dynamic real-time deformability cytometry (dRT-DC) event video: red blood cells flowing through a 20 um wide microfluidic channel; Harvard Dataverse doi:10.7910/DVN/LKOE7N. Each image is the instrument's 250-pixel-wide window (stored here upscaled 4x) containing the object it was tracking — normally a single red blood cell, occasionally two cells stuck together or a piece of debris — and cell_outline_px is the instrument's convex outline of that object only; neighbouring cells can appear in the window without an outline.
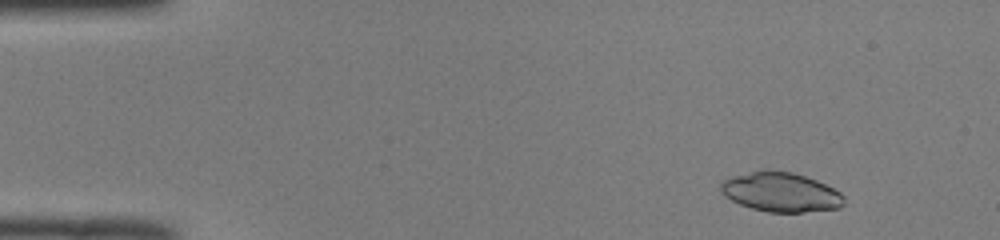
{"species": "common noctule bat (a hibernating species)", "species_latin": "Nyctalus noctula", "temperature_condition": "room temperature", "stored_images_in_passage": 49, "camera_frame_rate_fps": 3000, "um_per_image_px": 0.085, "animal": {"sex": "male", "body_mass_g": 19.0, "forearm_length_mm": 50.8}, "frame": {"image": 1, "passage_image": 4, "time_ms": 1.0, "image_size_px": [1000, 240], "cell_outline_px": [[844, 204], [840, 208], [800, 212], [768, 212], [752, 208], [740, 204], [724, 196], [720, 192], [720, 184], [724, 180], [732, 176], [764, 168], [792, 172], [816, 180], [840, 192], [844, 196]], "centroid_in_image_um": [66.34, 16.31], "position_along_channel_um": 18.7, "area_um2": 28.44}}
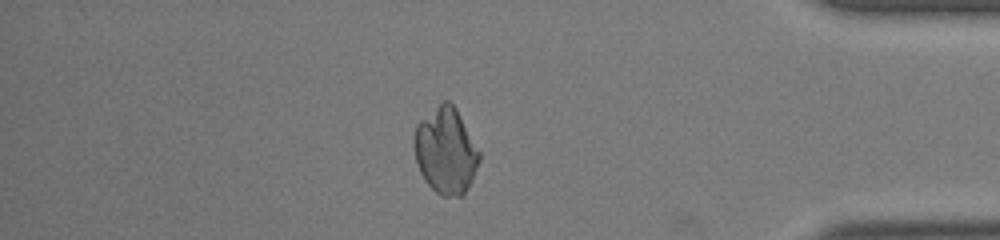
{"frame": {"image": 2, "passage_image": 42, "time_ms": 13.667, "image_size_px": [1000, 240], "cell_outline_px": [[480, 160], [472, 180], [464, 196], [444, 196], [436, 192], [424, 180], [420, 172], [416, 160], [412, 144], [416, 124], [420, 120], [444, 100], [448, 100], [456, 108], [480, 152]], "centroid_in_image_um": [37.88, 12.83], "position_along_channel_um": 397.3, "area_um2": 32.71}}
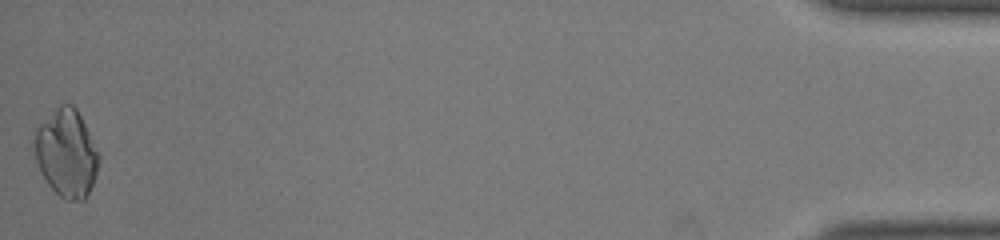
{"frame": {"image": 3, "passage_image": 49, "time_ms": 16.0, "image_size_px": [1000, 240], "cell_outline_px": [[100, 156], [96, 172], [88, 196], [84, 200], [68, 200], [60, 196], [48, 184], [36, 160], [36, 128], [56, 104], [72, 104], [76, 108]], "centroid_in_image_um": [5.66, 13.0], "position_along_channel_um": 429.5, "area_um2": 32.31}}